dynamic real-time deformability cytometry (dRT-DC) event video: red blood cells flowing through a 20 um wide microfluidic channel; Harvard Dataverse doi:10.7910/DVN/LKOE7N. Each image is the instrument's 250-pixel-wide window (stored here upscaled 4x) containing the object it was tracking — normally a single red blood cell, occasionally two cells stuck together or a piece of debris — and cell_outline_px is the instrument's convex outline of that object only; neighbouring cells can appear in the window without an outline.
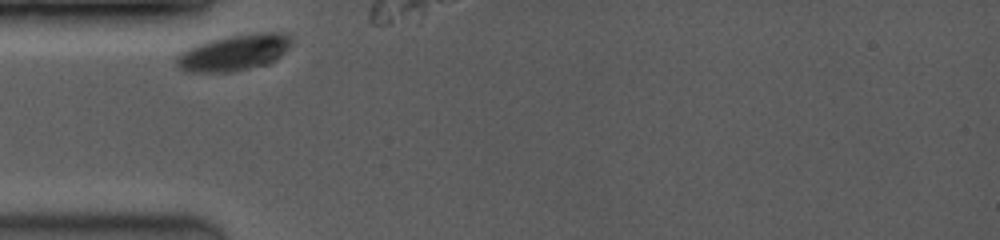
{"species": "common noctule bat (a hibernating species)", "species_latin": "Nyctalus noctula", "temperature_condition": "room temperature", "stored_images_in_passage": 5, "camera_frame_rate_fps": 3500, "um_per_image_px": 0.085, "animal": {"sex": "female", "body_mass_g": 19.0, "forearm_length_mm": 53.3}, "frame": {"image": 1, "passage_image": 1, "time_ms": 0.0, "image_size_px": [1000, 240], "cell_outline_px": [[292, 40], [288, 48], [276, 60], [268, 64], [232, 72], [184, 72], [176, 68], [176, 56], [180, 52], [196, 44], [228, 36], [260, 32], [280, 32], [292, 36]], "centroid_in_image_um": [19.88, 4.48], "position_along_channel_um": 65.1, "area_um2": 24.45}}